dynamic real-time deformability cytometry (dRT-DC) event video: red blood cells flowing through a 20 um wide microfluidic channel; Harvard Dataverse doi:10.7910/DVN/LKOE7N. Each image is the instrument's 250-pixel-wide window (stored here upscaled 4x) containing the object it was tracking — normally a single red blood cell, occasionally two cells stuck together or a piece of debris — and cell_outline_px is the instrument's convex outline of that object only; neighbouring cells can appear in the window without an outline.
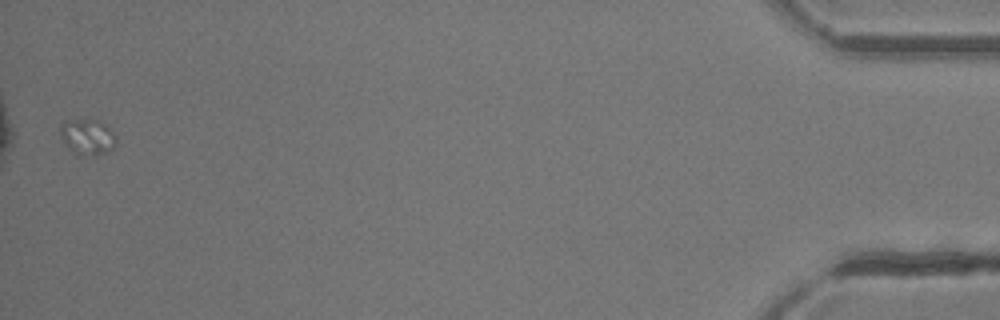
{"species": "common noctule bat (a hibernating species)", "species_latin": "Nyctalus noctula", "temperature_condition": "room temperature", "stored_images_in_passage": 32, "camera_frame_rate_fps": 3000, "um_per_image_px": 0.085, "animal": {"sex": "female"}, "frame": {"image": 1, "passage_image": 32, "time_ms": 10.333, "image_size_px": [1000, 320], "cell_outline_px": [[116, 144], [108, 152], [92, 156], [76, 156], [64, 144], [60, 136], [60, 124], [64, 120], [100, 120], [116, 136]], "centroid_in_image_um": [7.4, 11.66], "position_along_channel_um": 427.8, "area_um2": 11.91}}